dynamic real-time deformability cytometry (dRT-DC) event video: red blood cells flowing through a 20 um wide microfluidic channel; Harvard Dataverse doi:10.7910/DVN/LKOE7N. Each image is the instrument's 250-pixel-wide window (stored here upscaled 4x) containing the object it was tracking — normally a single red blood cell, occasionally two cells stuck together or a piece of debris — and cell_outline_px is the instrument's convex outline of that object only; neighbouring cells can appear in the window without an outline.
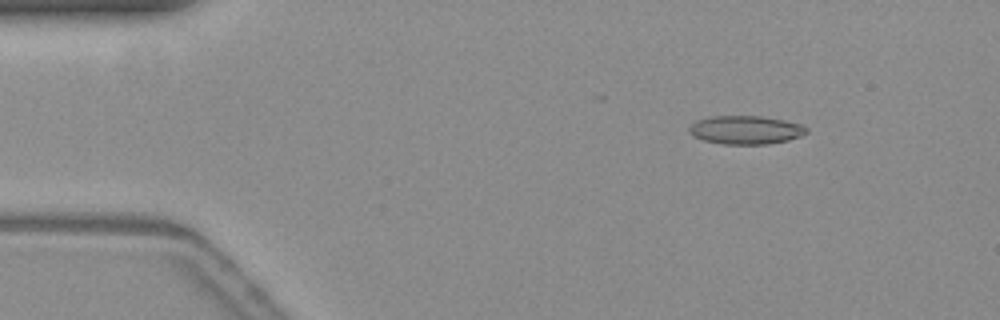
{"species": "common noctule bat (a hibernating species)", "species_latin": "Nyctalus noctula", "temperature_condition": "warm", "stored_images_in_passage": 42, "camera_frame_rate_fps": 3000, "um_per_image_px": 0.085, "animal": {"sex": "female", "body_mass_g": 19.3, "forearm_length_mm": 54.1}, "frame": {"image": 1, "passage_image": 5, "time_ms": 1.333, "image_size_px": [1000, 320], "cell_outline_px": [[808, 132], [800, 136], [788, 140], [768, 144], [724, 144], [704, 140], [696, 136], [688, 128], [696, 120], [712, 116], [760, 116], [784, 120], [800, 124], [808, 128]], "centroid_in_image_um": [63.42, 11.04], "position_along_channel_um": 21.6, "area_um2": 19.25}}
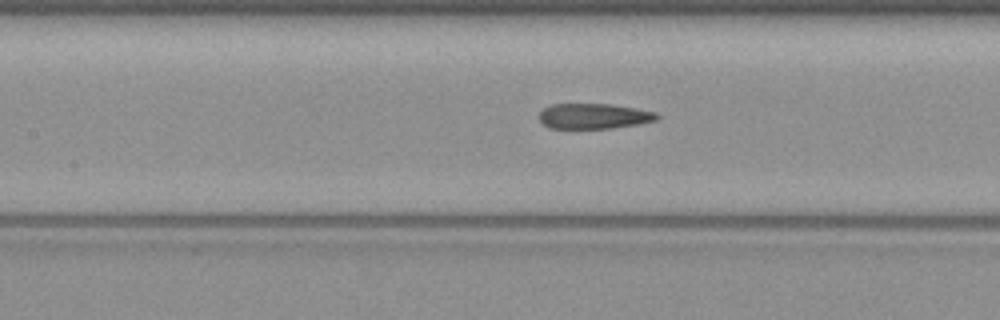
{"frame": {"image": 2, "passage_image": 22, "time_ms": 7.0, "image_size_px": [1000, 320], "cell_outline_px": [[660, 116], [656, 120], [636, 124], [612, 128], [548, 128], [540, 120], [540, 112], [544, 108], [552, 104], [612, 104], [656, 112]], "centroid_in_image_um": [50.47, 9.87], "position_along_channel_um": 156.9, "area_um2": 17.22}}
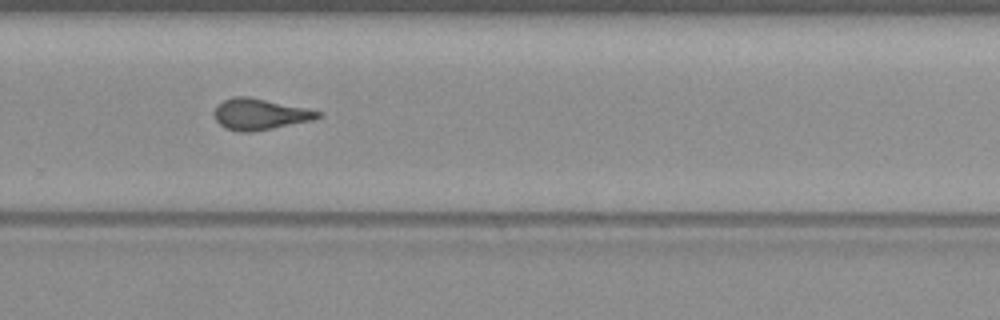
{"frame": {"image": 3, "passage_image": 34, "time_ms": 11.0, "image_size_px": [1000, 320], "cell_outline_px": [[320, 116], [312, 120], [256, 132], [240, 132], [224, 128], [216, 120], [216, 104], [224, 100], [236, 96], [248, 96], [304, 108], [320, 112]], "centroid_in_image_um": [22.05, 9.72], "position_along_channel_um": 307.7, "area_um2": 18.55}, "authors_computed_cell_mechanics": {"area_um2": 18.5249, "velocity_mm_per_s": 3.786, "shape_relaxation_time_tau1_ms": null, "shape_relaxation_time_tau2_ms": 2.3068, "deformation_change_tau1": null, "deformation_change_tau2": 0.1019}}